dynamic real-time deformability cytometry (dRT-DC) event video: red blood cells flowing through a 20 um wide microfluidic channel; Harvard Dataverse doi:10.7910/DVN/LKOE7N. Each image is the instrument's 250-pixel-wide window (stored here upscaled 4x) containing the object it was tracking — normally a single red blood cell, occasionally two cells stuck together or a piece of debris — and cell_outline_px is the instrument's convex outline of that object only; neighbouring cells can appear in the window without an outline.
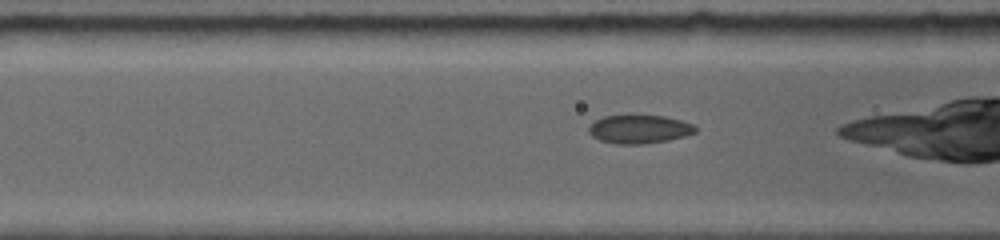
{"species": "common noctule bat (a hibernating species)", "species_latin": "Nyctalus noctula", "temperature_condition": "room temperature", "stored_images_in_passage": 11, "camera_frame_rate_fps": 5000, "um_per_image_px": 0.085, "animal": {"sex": "female", "body_mass_g": 19.0, "forearm_length_mm": 56.7}, "frame": {"image": 1, "passage_image": 5, "time_ms": 1.2, "image_size_px": [1000, 240], "cell_outline_px": [[696, 132], [684, 136], [668, 140], [644, 144], [616, 144], [600, 140], [592, 136], [588, 132], [588, 128], [596, 120], [604, 116], [632, 112], [664, 116], [680, 120], [692, 124], [696, 128]], "centroid_in_image_um": [54.3, 10.93], "position_along_channel_um": 112.3, "area_um2": 18.32}}